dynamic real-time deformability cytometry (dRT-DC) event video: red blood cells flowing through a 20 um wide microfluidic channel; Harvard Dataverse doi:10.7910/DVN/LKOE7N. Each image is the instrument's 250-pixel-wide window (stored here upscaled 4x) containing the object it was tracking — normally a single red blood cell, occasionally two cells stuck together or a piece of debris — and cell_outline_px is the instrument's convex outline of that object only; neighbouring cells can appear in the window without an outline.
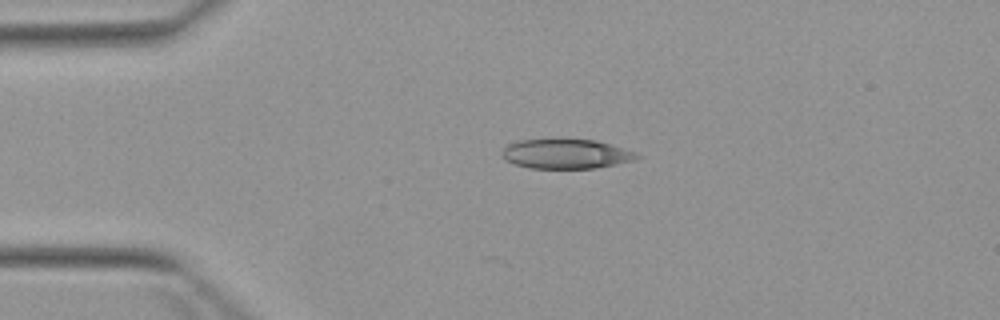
{"species": "Egyptian fruit bat (a non-hibernating species)", "species_latin": "Rousettus aegyptiacus", "temperature_condition": "warm", "stored_images_in_passage": 3, "camera_frame_rate_fps": 3000, "um_per_image_px": 0.085, "animal": {"sex": "female"}, "frame": {"image": 1, "passage_image": 1, "time_ms": 0.0, "image_size_px": [1000, 320], "cell_outline_px": [[640, 156], [636, 160], [596, 168], [528, 168], [504, 160], [500, 152], [508, 144], [520, 140], [596, 140], [636, 152]], "centroid_in_image_um": [48.1, 13.09], "position_along_channel_um": 36.9, "area_um2": 23.06}}
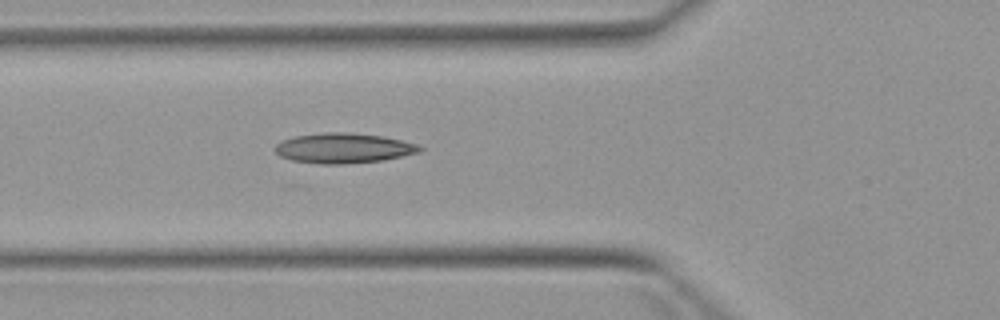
{"frame": {"image": 2, "passage_image": 3, "time_ms": 2.333, "image_size_px": [1000, 320], "cell_outline_px": [[424, 148], [420, 152], [384, 160], [340, 164], [320, 164], [292, 160], [280, 156], [272, 148], [276, 144], [284, 140], [296, 136], [324, 132], [348, 132], [384, 136], [416, 144]], "centroid_in_image_um": [29.19, 12.59], "position_along_channel_um": 96.6, "area_um2": 25.32}}